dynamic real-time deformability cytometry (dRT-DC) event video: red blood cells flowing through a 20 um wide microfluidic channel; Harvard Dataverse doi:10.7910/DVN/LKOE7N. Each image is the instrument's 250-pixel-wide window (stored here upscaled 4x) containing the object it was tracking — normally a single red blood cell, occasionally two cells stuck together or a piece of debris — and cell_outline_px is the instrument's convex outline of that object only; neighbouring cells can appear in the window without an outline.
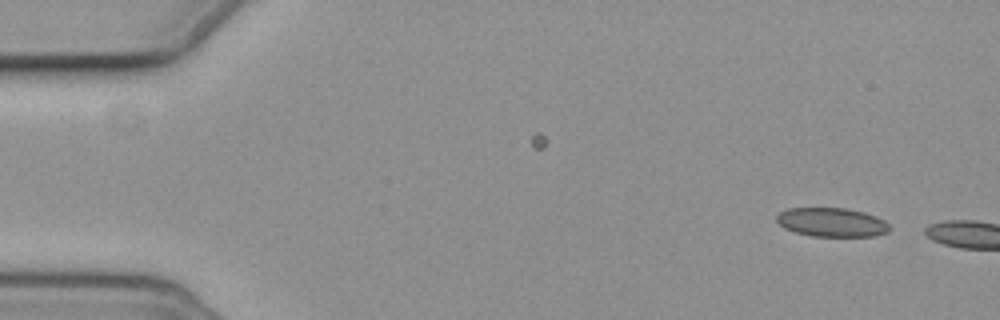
{"species": "common noctule bat (a hibernating species)", "species_latin": "Nyctalus noctula", "temperature_condition": "cold", "stored_images_in_passage": 3, "camera_frame_rate_fps": 3000, "um_per_image_px": 0.085, "animal": {"sex": "female", "body_mass_g": 19.3, "forearm_length_mm": 54.1}, "frame": {"image": 1, "passage_image": 1, "time_ms": 0.0, "image_size_px": [1000, 320], "cell_outline_px": [[892, 228], [888, 232], [876, 236], [812, 236], [796, 232], [784, 228], [776, 220], [776, 216], [780, 212], [788, 208], [844, 208], [864, 212], [876, 216], [884, 220]], "centroid_in_image_um": [70.73, 18.89], "position_along_channel_um": 14.3, "area_um2": 19.07}}